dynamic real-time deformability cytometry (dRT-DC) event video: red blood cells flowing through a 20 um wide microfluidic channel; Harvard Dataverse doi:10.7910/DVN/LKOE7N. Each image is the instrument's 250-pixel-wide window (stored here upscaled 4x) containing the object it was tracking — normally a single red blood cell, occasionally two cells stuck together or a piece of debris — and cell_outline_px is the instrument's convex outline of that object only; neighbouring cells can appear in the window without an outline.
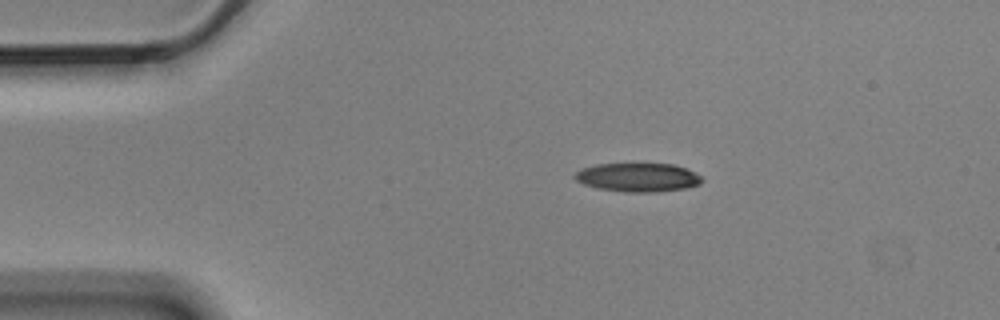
{"species": "Egyptian fruit bat (a non-hibernating species)", "species_latin": "Rousettus aegyptiacus", "temperature_condition": "cold", "stored_images_in_passage": 9, "camera_frame_rate_fps": 3000, "um_per_image_px": 0.085, "animal": {"sex": "male"}, "frame": {"image": 1, "passage_image": 2, "time_ms": 0.333, "image_size_px": [1000, 320], "cell_outline_px": [[704, 180], [700, 184], [684, 188], [652, 192], [624, 192], [596, 188], [584, 184], [576, 180], [572, 176], [580, 168], [596, 164], [672, 164], [688, 168], [700, 176]], "centroid_in_image_um": [54.19, 15.07], "position_along_channel_um": 30.8, "area_um2": 21.33}}
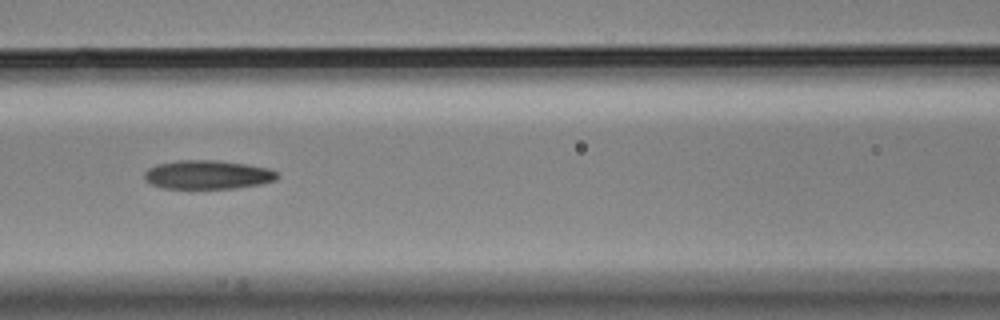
{"frame": {"image": 2, "passage_image": 6, "time_ms": 1.667, "image_size_px": [1000, 320], "cell_outline_px": [[280, 176], [276, 180], [260, 184], [236, 188], [164, 188], [152, 184], [144, 180], [144, 172], [148, 168], [156, 164], [180, 160], [216, 160], [244, 164], [268, 168], [280, 172]], "centroid_in_image_um": [17.66, 14.84], "position_along_channel_um": 148.9, "area_um2": 22.37}}
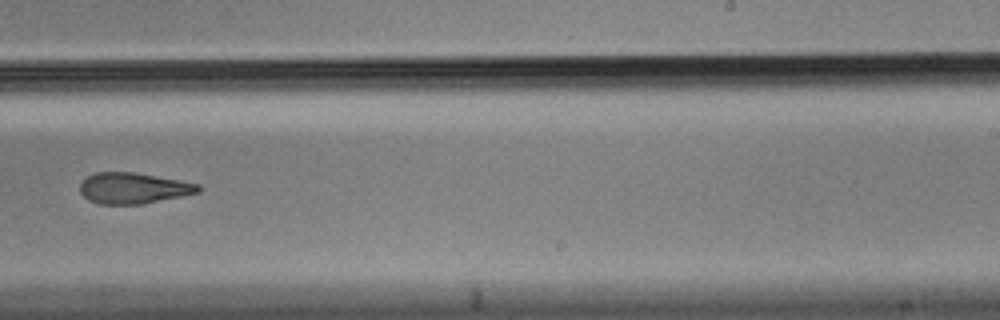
{"frame": {"image": 3, "passage_image": 9, "time_ms": 2.667, "image_size_px": [1000, 320], "cell_outline_px": [[200, 192], [140, 204], [100, 204], [88, 200], [80, 192], [80, 184], [88, 176], [96, 172], [132, 172], [180, 180], [200, 184]], "centroid_in_image_um": [11.32, 15.99], "position_along_channel_um": 277.7, "area_um2": 21.1}}